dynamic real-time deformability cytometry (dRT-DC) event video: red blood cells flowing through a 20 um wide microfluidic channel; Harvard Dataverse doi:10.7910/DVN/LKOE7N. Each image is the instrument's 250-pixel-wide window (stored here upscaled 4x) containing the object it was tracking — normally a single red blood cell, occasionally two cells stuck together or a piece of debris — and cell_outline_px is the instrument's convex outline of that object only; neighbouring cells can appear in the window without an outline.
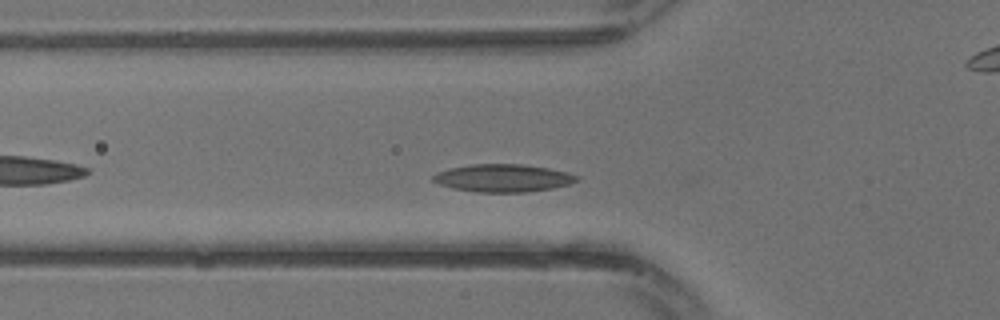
{"species": "common noctule bat (a hibernating species)", "species_latin": "Nyctalus noctula", "temperature_condition": "warm", "stored_images_in_passage": 25, "camera_frame_rate_fps": 3000, "um_per_image_px": 0.085, "animal": {"sex": "male", "body_mass_g": 13.3}, "frame": {"image": 1, "passage_image": 4, "time_ms": 1.0, "image_size_px": [1000, 320], "cell_outline_px": [[580, 180], [568, 184], [552, 188], [528, 192], [476, 192], [452, 188], [440, 184], [432, 180], [432, 176], [436, 172], [448, 168], [472, 164], [524, 164], [548, 168], [580, 176]], "centroid_in_image_um": [42.74, 15.13], "position_along_channel_um": 83.1, "area_um2": 23.24}}
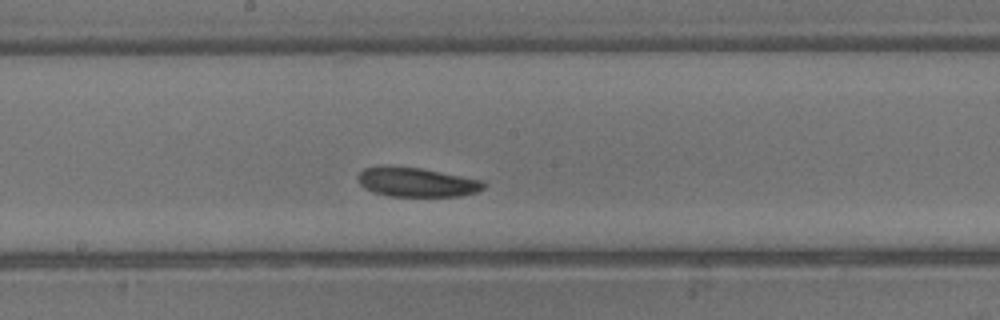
{"frame": {"image": 2, "passage_image": 10, "time_ms": 3.0, "image_size_px": [1000, 320], "cell_outline_px": [[484, 188], [476, 192], [460, 196], [388, 196], [372, 192], [364, 188], [360, 184], [360, 172], [364, 168], [392, 164], [420, 168], [484, 180]], "centroid_in_image_um": [35.4, 15.47], "position_along_channel_um": 212.8, "area_um2": 21.62}}
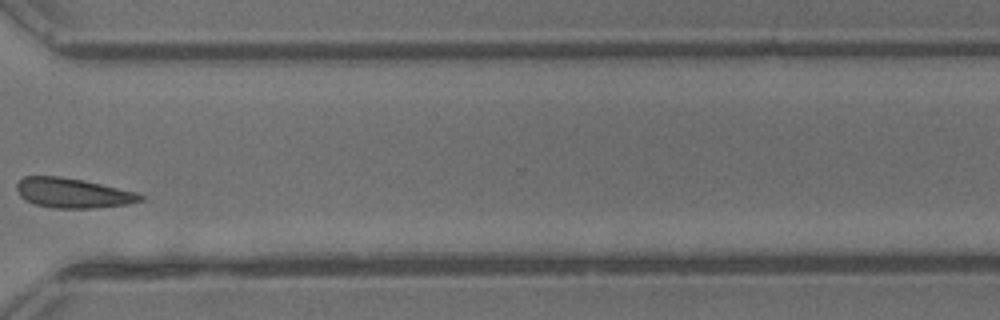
{"frame": {"image": 3, "passage_image": 17, "time_ms": 5.333, "image_size_px": [1000, 320], "cell_outline_px": [[144, 200], [128, 204], [92, 208], [52, 208], [36, 204], [24, 200], [20, 196], [16, 188], [16, 184], [24, 176], [60, 176], [84, 180], [136, 192], [144, 196]], "centroid_in_image_um": [6.18, 16.4], "position_along_channel_um": 364.4, "area_um2": 21.5}}